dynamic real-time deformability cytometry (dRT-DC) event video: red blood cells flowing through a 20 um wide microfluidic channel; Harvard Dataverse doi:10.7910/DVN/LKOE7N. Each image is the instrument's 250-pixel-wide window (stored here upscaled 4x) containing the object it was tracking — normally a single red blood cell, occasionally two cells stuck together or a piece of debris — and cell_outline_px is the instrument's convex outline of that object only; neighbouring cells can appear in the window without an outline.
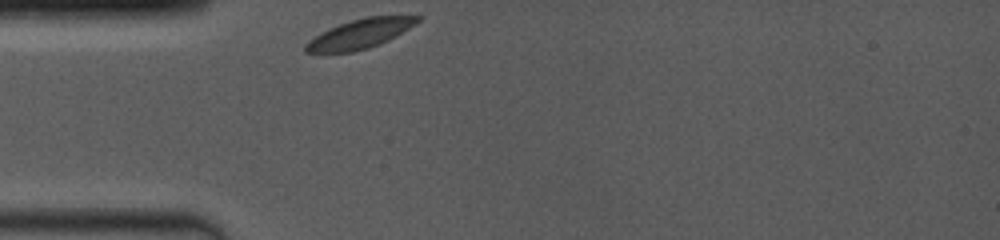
{"species": "common noctule bat (a hibernating species)", "species_latin": "Nyctalus noctula", "temperature_condition": "room temperature", "stored_images_in_passage": 32, "camera_frame_rate_fps": 4000, "um_per_image_px": 0.085, "animal": {"sex": "female", "body_mass_g": 19.0, "forearm_length_mm": 53.3}, "frame": {"image": 1, "passage_image": 1, "time_ms": 0.0, "image_size_px": [1000, 240], "cell_outline_px": [[424, 16], [416, 24], [396, 36], [380, 44], [368, 48], [352, 52], [304, 52], [304, 44], [308, 40], [340, 24], [364, 16]], "centroid_in_image_um": [30.64, 2.87], "position_along_channel_um": 54.4, "area_um2": 18.9}}
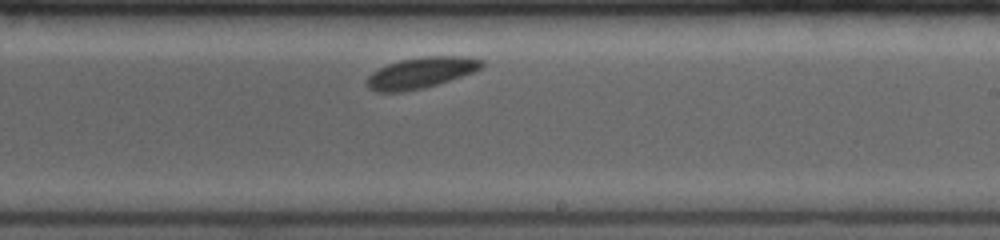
{"frame": {"image": 2, "passage_image": 19, "time_ms": 5.5, "image_size_px": [1000, 240], "cell_outline_px": [[484, 64], [480, 68], [472, 72], [424, 88], [404, 92], [376, 92], [368, 88], [368, 76], [372, 72], [388, 64], [400, 60], [424, 56], [464, 56], [484, 60]], "centroid_in_image_um": [35.76, 6.18], "position_along_channel_um": 253.2, "area_um2": 20.52}}
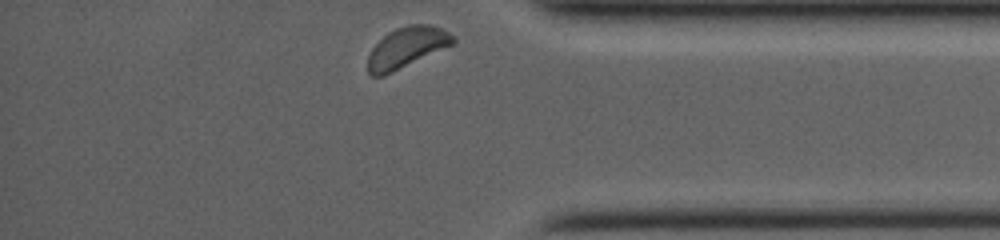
{"frame": {"image": 3, "passage_image": 32, "time_ms": 9.5, "image_size_px": [1000, 240], "cell_outline_px": [[456, 44], [384, 76], [372, 76], [368, 72], [368, 56], [372, 48], [388, 32], [396, 28], [408, 24], [432, 24], [456, 36]], "centroid_in_image_um": [34.62, 4.03], "position_along_channel_um": 400.6, "area_um2": 20.46}}